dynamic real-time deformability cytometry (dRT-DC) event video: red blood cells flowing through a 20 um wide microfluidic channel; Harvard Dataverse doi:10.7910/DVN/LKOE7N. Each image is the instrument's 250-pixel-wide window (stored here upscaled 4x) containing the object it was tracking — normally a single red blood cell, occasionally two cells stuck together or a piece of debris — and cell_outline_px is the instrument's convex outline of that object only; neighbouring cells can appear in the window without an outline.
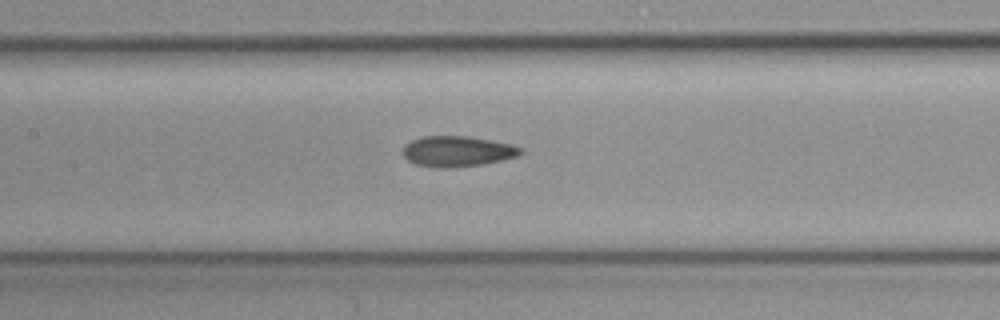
{"species": "common noctule bat (a hibernating species)", "species_latin": "Nyctalus noctula", "temperature_condition": "cold", "stored_images_in_passage": 6, "camera_frame_rate_fps": 3000, "um_per_image_px": 0.085, "animal": {"sex": "female", "body_mass_g": 19.3, "forearm_length_mm": 54.1}, "frame": {"image": 1, "passage_image": 6, "time_ms": 1.667, "image_size_px": [1000, 320], "cell_outline_px": [[524, 152], [516, 156], [484, 164], [456, 168], [432, 168], [416, 164], [408, 160], [404, 156], [404, 148], [412, 140], [424, 136], [468, 136], [512, 144], [520, 148]], "centroid_in_image_um": [38.88, 12.88], "position_along_channel_um": 168.5, "area_um2": 20.92}}